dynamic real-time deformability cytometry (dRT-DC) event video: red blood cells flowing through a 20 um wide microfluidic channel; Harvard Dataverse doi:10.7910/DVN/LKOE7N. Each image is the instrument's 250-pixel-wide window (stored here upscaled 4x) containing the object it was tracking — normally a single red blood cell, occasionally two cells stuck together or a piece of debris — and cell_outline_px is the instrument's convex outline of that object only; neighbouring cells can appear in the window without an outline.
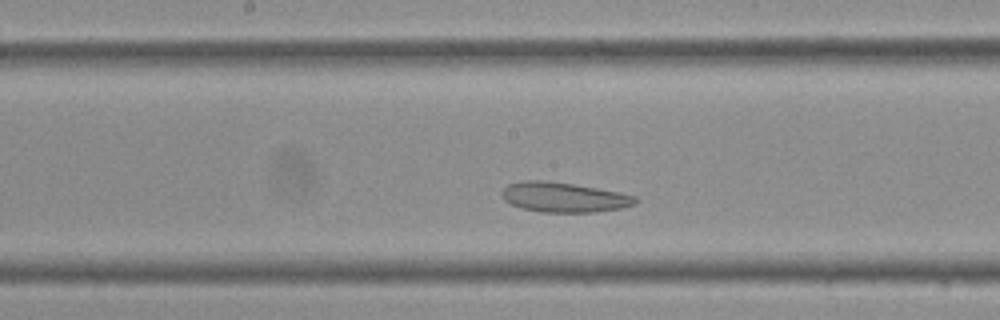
{"species": "Egyptian fruit bat (a non-hibernating species)", "species_latin": "Rousettus aegyptiacus", "temperature_condition": "cold", "stored_images_in_passage": 25, "camera_frame_rate_fps": 3000, "um_per_image_px": 0.085, "frame": {"image": 1, "passage_image": 12, "time_ms": 3.667, "image_size_px": [1000, 320], "cell_outline_px": [[640, 200], [636, 204], [620, 208], [596, 212], [540, 212], [520, 208], [504, 200], [500, 192], [508, 184], [520, 180], [540, 180], [572, 184], [596, 188], [636, 196]], "centroid_in_image_um": [47.9, 16.77], "position_along_channel_um": 200.3, "area_um2": 23.24}}
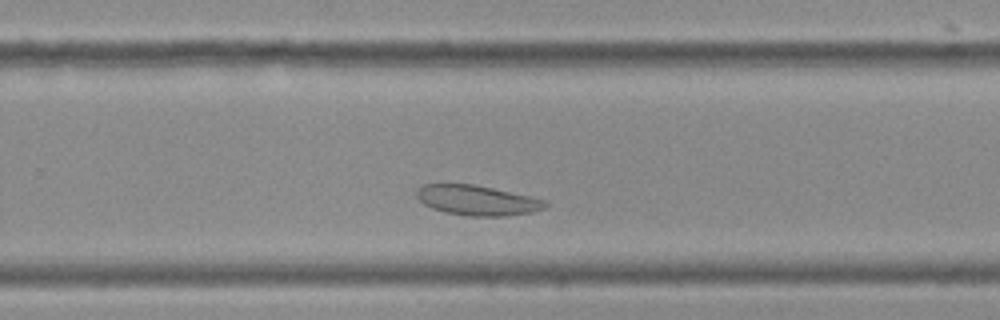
{"frame": {"image": 2, "passage_image": 17, "time_ms": 5.333, "image_size_px": [1000, 320], "cell_outline_px": [[548, 204], [544, 208], [532, 212], [508, 216], [468, 216], [444, 212], [432, 208], [424, 204], [416, 196], [416, 192], [424, 184], [476, 184], [548, 200]], "centroid_in_image_um": [40.59, 17.03], "position_along_channel_um": 289.2, "area_um2": 22.6}}
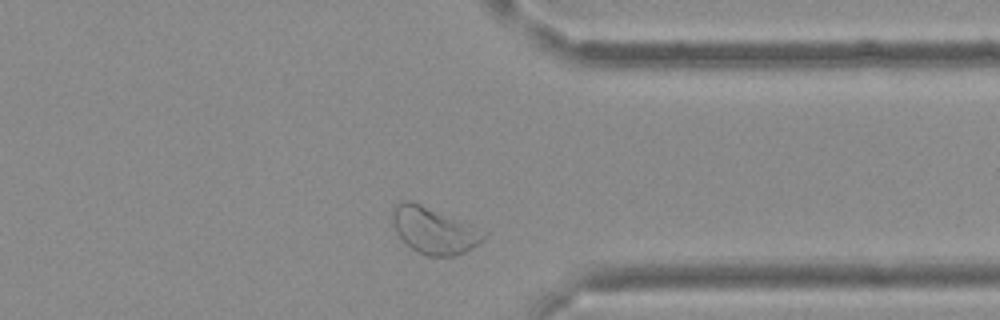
{"frame": {"image": 3, "passage_image": 22, "time_ms": 7.0, "image_size_px": [1000, 320], "cell_outline_px": [[488, 236], [480, 244], [456, 256], [428, 256], [412, 248], [396, 232], [392, 224], [392, 208], [396, 204], [404, 200], [408, 200], [420, 204], [472, 224], [488, 232]], "centroid_in_image_um": [36.94, 19.58], "position_along_channel_um": 374.5, "area_um2": 24.8}}